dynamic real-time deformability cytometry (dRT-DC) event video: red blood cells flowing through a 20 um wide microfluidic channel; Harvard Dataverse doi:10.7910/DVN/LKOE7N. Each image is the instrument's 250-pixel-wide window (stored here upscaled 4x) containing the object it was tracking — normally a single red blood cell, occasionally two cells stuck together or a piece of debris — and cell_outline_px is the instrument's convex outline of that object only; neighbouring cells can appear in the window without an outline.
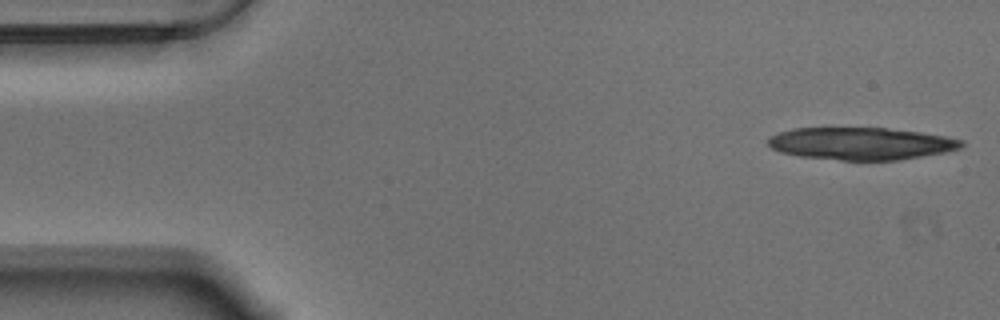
{"species": "Egyptian fruit bat (a non-hibernating species)", "species_latin": "Rousettus aegyptiacus", "temperature_condition": "warm", "stored_images_in_passage": 13, "camera_frame_rate_fps": 3000, "um_per_image_px": 0.085, "animal": {"sex": "male"}, "frame": {"image": 1, "passage_image": 1, "time_ms": 0.0, "image_size_px": [1000, 320], "cell_outline_px": [[964, 144], [960, 148], [944, 152], [900, 160], [840, 160], [800, 156], [780, 152], [772, 148], [768, 144], [768, 136], [792, 128], [888, 128], [920, 132], [948, 136], [964, 140]], "centroid_in_image_um": [73.2, 12.2], "position_along_channel_um": 11.8, "area_um2": 36.53}}